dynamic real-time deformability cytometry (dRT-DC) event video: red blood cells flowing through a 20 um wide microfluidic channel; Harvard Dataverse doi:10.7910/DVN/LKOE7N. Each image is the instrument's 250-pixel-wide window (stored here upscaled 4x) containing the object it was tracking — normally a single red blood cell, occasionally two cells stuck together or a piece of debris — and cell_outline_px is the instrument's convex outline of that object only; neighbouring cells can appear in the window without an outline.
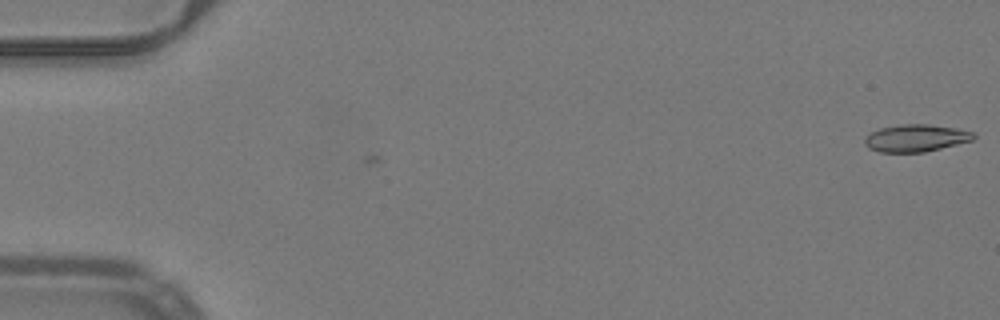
{"species": "common noctule bat (a hibernating species)", "species_latin": "Nyctalus noctula", "temperature_condition": "warm", "stored_images_in_passage": 52, "camera_frame_rate_fps": 3000, "um_per_image_px": 0.085, "animal": {"sex": "male", "body_mass_g": 19.2, "forearm_length_mm": 51.8}, "frame": {"image": 1, "passage_image": 1, "time_ms": 0.0, "image_size_px": [1000, 320], "cell_outline_px": [[976, 136], [972, 140], [924, 152], [880, 152], [868, 148], [864, 144], [864, 140], [872, 132], [880, 128], [904, 124], [928, 124], [956, 128], [976, 132]], "centroid_in_image_um": [77.86, 11.73], "position_along_channel_um": 7.1, "area_um2": 17.17}}
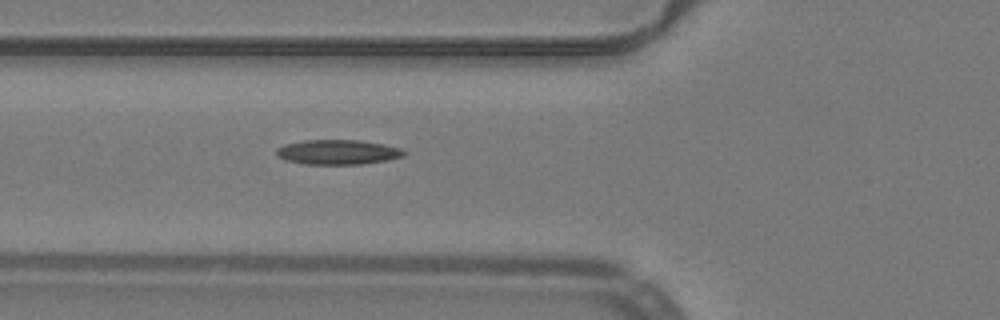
{"frame": {"image": 2, "passage_image": 20, "time_ms": 6.333, "image_size_px": [1000, 320], "cell_outline_px": [[404, 156], [388, 160], [360, 164], [304, 164], [284, 160], [276, 156], [276, 148], [284, 144], [304, 140], [356, 140], [380, 144], [400, 148], [404, 152]], "centroid_in_image_um": [28.63, 12.93], "position_along_channel_um": 97.2, "area_um2": 18.32}}
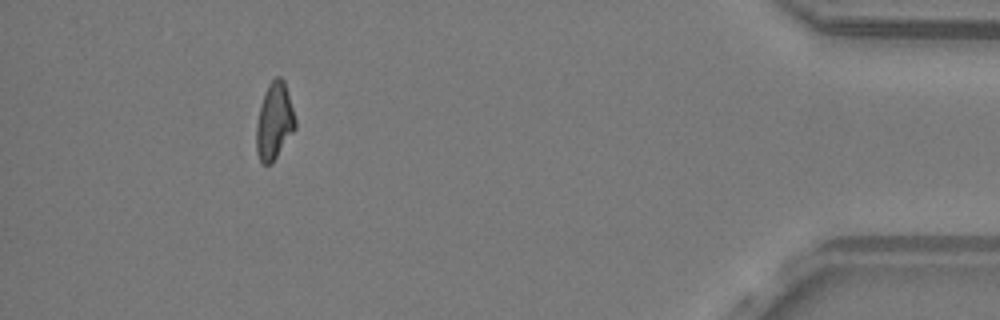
{"frame": {"image": 3, "passage_image": 48, "time_ms": 15.667, "image_size_px": [1000, 320], "cell_outline_px": [[296, 128], [272, 164], [260, 164], [256, 152], [256, 124], [264, 92], [268, 84], [276, 76], [280, 76], [284, 80], [296, 120]], "centroid_in_image_um": [23.31, 10.34], "position_along_channel_um": 411.9, "area_um2": 17.57}}